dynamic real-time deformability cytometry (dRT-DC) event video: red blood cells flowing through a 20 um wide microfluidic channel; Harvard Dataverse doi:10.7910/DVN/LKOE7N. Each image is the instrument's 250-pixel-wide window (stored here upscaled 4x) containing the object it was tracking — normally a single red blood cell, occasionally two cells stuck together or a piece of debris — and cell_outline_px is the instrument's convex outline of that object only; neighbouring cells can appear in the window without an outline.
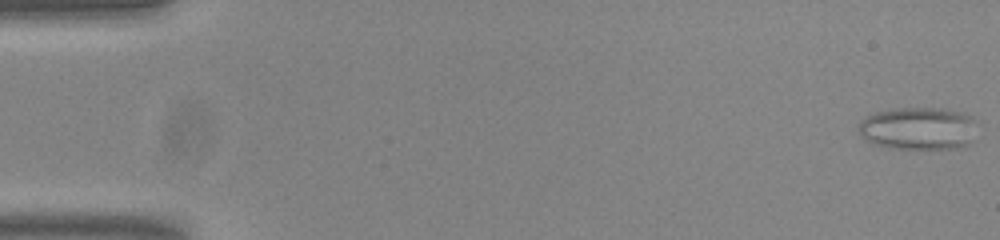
{"species": "common noctule bat (a hibernating species)", "species_latin": "Nyctalus noctula", "temperature_condition": "room temperature", "stored_images_in_passage": 54, "camera_frame_rate_fps": 3000, "um_per_image_px": 0.085, "animal": {"sex": "male", "body_mass_g": 20.0, "forearm_length_mm": 53.3}, "frame": {"image": 1, "passage_image": 1, "time_ms": 0.0, "image_size_px": [1000, 240], "cell_outline_px": [[976, 120], [972, 144], [956, 148], [892, 148], [876, 144], [864, 140], [860, 136], [860, 120], [876, 112], [896, 108], [944, 108], [960, 112], [972, 116]], "centroid_in_image_um": [78.09, 10.91], "position_along_channel_um": 6.9, "area_um2": 29.54}}
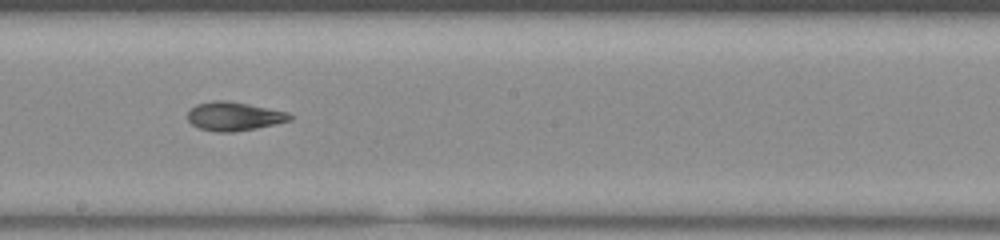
{"frame": {"image": 2, "passage_image": 30, "time_ms": 9.667, "image_size_px": [1000, 240], "cell_outline_px": [[292, 120], [256, 128], [232, 132], [216, 132], [200, 128], [192, 124], [188, 120], [188, 112], [196, 104], [212, 100], [224, 100], [248, 104], [288, 112], [292, 116]], "centroid_in_image_um": [19.88, 9.88], "position_along_channel_um": 228.3, "area_um2": 16.99}}
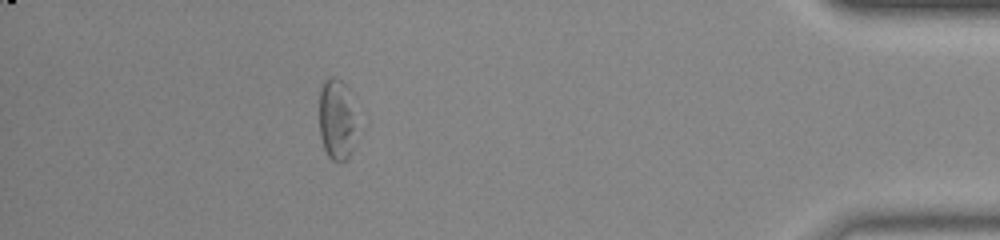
{"frame": {"image": 3, "passage_image": 48, "time_ms": 15.667, "image_size_px": [1000, 240], "cell_outline_px": [[352, 148], [348, 156], [344, 160], [332, 160], [328, 156], [324, 148], [320, 136], [320, 92], [324, 80], [328, 76], [336, 76], [348, 88], [352, 124]], "centroid_in_image_um": [28.53, 10.11], "position_along_channel_um": 406.7, "area_um2": 16.59}, "authors_computed_cell_mechanics": {"area_um2": 18.1781, "velocity_mm_per_s": 3.8158, "shape_relaxation_time_tau1_ms": null, "shape_relaxation_time_tau2_ms": 4.7128, "deformation_change_tau1": null, "deformation_change_tau2": 0.1325}}